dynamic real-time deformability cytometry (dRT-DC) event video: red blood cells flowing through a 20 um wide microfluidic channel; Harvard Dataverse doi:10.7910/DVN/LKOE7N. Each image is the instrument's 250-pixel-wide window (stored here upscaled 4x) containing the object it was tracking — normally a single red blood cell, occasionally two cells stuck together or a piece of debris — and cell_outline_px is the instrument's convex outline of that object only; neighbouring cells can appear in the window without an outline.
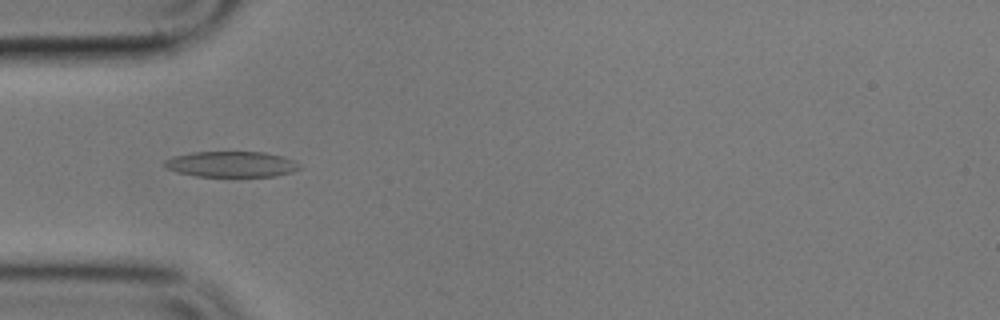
{"species": "common noctule bat (a hibernating species)", "species_latin": "Nyctalus noctula", "temperature_condition": "cold", "stored_images_in_passage": 5, "camera_frame_rate_fps": 3000, "um_per_image_px": 0.085, "animal": {"sex": "male", "body_mass_g": 17.9}, "frame": {"image": 1, "passage_image": 5, "time_ms": 5.0, "image_size_px": [1000, 320], "cell_outline_px": [[300, 168], [292, 172], [276, 176], [196, 176], [176, 172], [164, 168], [164, 160], [172, 156], [192, 152], [264, 152], [284, 156], [296, 160], [300, 164]], "centroid_in_image_um": [19.67, 13.95], "position_along_channel_um": 65.3, "area_um2": 20.46}}